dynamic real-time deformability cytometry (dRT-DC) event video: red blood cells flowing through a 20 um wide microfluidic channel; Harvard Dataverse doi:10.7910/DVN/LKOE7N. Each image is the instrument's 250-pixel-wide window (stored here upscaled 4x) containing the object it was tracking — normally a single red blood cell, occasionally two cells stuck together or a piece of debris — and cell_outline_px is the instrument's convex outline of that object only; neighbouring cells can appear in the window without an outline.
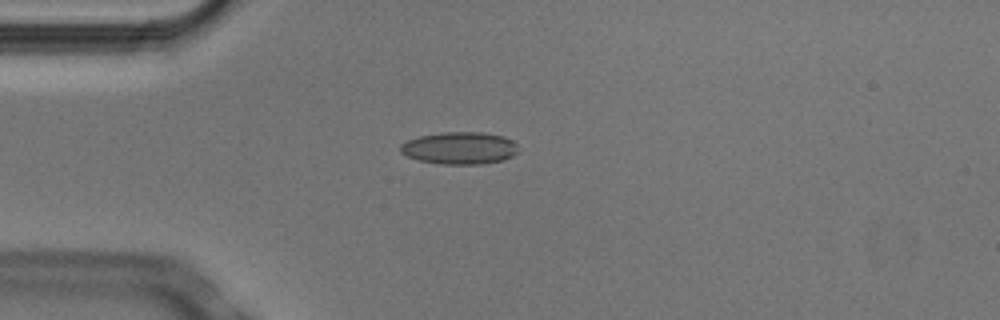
{"species": "Egyptian fruit bat (a non-hibernating species)", "species_latin": "Rousettus aegyptiacus", "temperature_condition": "cold", "stored_images_in_passage": 3, "camera_frame_rate_fps": 3000, "um_per_image_px": 0.085, "animal": {"sex": "male"}, "frame": {"image": 1, "passage_image": 3, "time_ms": 0.667, "image_size_px": [1000, 320], "cell_outline_px": [[516, 152], [512, 156], [504, 160], [480, 164], [440, 164], [420, 160], [408, 156], [400, 152], [400, 144], [408, 140], [420, 136], [440, 132], [484, 132], [504, 136], [512, 140], [516, 144]], "centroid_in_image_um": [39.07, 12.58], "position_along_channel_um": 45.9, "area_um2": 22.14}}